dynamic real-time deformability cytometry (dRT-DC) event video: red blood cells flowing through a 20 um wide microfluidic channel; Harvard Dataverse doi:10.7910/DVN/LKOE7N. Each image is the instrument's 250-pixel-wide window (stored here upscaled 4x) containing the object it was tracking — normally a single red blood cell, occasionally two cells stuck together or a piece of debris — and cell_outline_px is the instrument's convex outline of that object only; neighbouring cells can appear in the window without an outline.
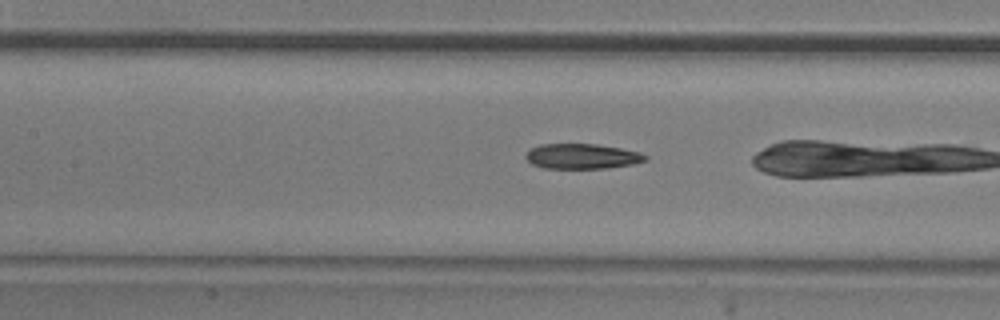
{"species": "common noctule bat (a hibernating species)", "species_latin": "Nyctalus noctula", "temperature_condition": "room temperature", "stored_images_in_passage": 22, "camera_frame_rate_fps": 3000, "um_per_image_px": 0.085, "animal": {"sex": "male", "body_mass_g": 20.5, "forearm_length_mm": 52.5}, "frame": {"image": 1, "passage_image": 21, "time_ms": 6.667, "image_size_px": [1000, 320], "cell_outline_px": [[648, 160], [632, 164], [608, 168], [544, 168], [532, 164], [524, 156], [528, 148], [540, 144], [596, 144], [620, 148], [640, 152], [648, 156]], "centroid_in_image_um": [49.45, 13.28], "position_along_channel_um": 157.9, "area_um2": 17.63}}